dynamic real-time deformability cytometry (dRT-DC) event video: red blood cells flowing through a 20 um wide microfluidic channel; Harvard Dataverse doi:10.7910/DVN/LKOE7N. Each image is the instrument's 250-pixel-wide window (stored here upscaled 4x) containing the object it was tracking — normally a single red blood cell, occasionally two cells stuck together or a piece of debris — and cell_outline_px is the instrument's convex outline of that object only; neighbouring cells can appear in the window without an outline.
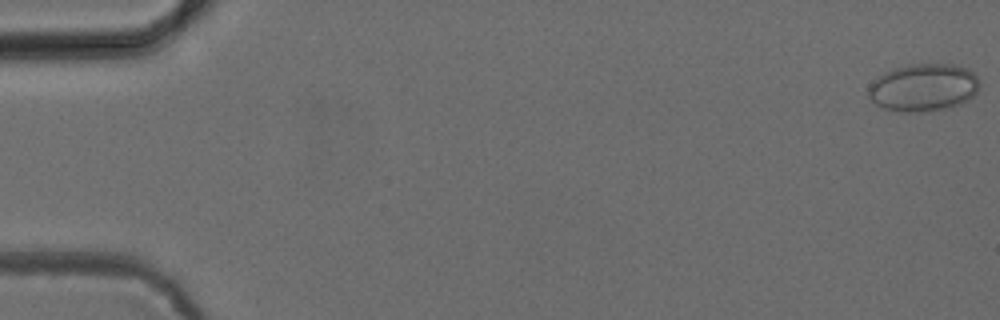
{"species": "common noctule bat (a hibernating species)", "species_latin": "Nyctalus noctula", "temperature_condition": "cold", "stored_images_in_passage": 13, "camera_frame_rate_fps": 3000, "um_per_image_px": 0.085, "animal": {"sex": "female", "body_mass_g": 24.6, "forearm_length_mm": 56.2}, "frame": {"image": 1, "passage_image": 1, "time_ms": 0.0, "image_size_px": [1000, 320], "cell_outline_px": [[976, 92], [968, 100], [960, 104], [944, 108], [912, 112], [904, 112], [884, 108], [876, 104], [868, 96], [868, 84], [876, 76], [896, 68], [908, 64], [952, 64], [968, 68], [976, 76]], "centroid_in_image_um": [78.43, 7.42], "position_along_channel_um": 6.6, "area_um2": 30.52}}